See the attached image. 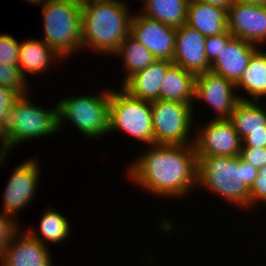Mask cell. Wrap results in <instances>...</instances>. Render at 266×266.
I'll list each match as a JSON object with an SVG mask.
<instances>
[{
    "mask_svg": "<svg viewBox=\"0 0 266 266\" xmlns=\"http://www.w3.org/2000/svg\"><path fill=\"white\" fill-rule=\"evenodd\" d=\"M129 163L128 178L161 198L187 196L197 186L198 159L194 144H152Z\"/></svg>",
    "mask_w": 266,
    "mask_h": 266,
    "instance_id": "1",
    "label": "cell"
},
{
    "mask_svg": "<svg viewBox=\"0 0 266 266\" xmlns=\"http://www.w3.org/2000/svg\"><path fill=\"white\" fill-rule=\"evenodd\" d=\"M197 186L210 190L240 208L250 209V188L258 169L240 156H197Z\"/></svg>",
    "mask_w": 266,
    "mask_h": 266,
    "instance_id": "2",
    "label": "cell"
},
{
    "mask_svg": "<svg viewBox=\"0 0 266 266\" xmlns=\"http://www.w3.org/2000/svg\"><path fill=\"white\" fill-rule=\"evenodd\" d=\"M127 6L121 0L82 6L83 48L114 55L131 31L133 15Z\"/></svg>",
    "mask_w": 266,
    "mask_h": 266,
    "instance_id": "3",
    "label": "cell"
},
{
    "mask_svg": "<svg viewBox=\"0 0 266 266\" xmlns=\"http://www.w3.org/2000/svg\"><path fill=\"white\" fill-rule=\"evenodd\" d=\"M28 95L20 96L10 110L5 132L0 137V165L21 142L44 138L59 131L58 105L44 109L33 104Z\"/></svg>",
    "mask_w": 266,
    "mask_h": 266,
    "instance_id": "4",
    "label": "cell"
},
{
    "mask_svg": "<svg viewBox=\"0 0 266 266\" xmlns=\"http://www.w3.org/2000/svg\"><path fill=\"white\" fill-rule=\"evenodd\" d=\"M81 8L77 0H49L42 6V40L62 58L83 49Z\"/></svg>",
    "mask_w": 266,
    "mask_h": 266,
    "instance_id": "5",
    "label": "cell"
},
{
    "mask_svg": "<svg viewBox=\"0 0 266 266\" xmlns=\"http://www.w3.org/2000/svg\"><path fill=\"white\" fill-rule=\"evenodd\" d=\"M57 105L59 131L68 120L86 139L95 140L109 134L110 89L102 94L68 96L59 100Z\"/></svg>",
    "mask_w": 266,
    "mask_h": 266,
    "instance_id": "6",
    "label": "cell"
},
{
    "mask_svg": "<svg viewBox=\"0 0 266 266\" xmlns=\"http://www.w3.org/2000/svg\"><path fill=\"white\" fill-rule=\"evenodd\" d=\"M122 131L147 146L154 144L151 103L135 98L123 88L110 89L109 133Z\"/></svg>",
    "mask_w": 266,
    "mask_h": 266,
    "instance_id": "7",
    "label": "cell"
},
{
    "mask_svg": "<svg viewBox=\"0 0 266 266\" xmlns=\"http://www.w3.org/2000/svg\"><path fill=\"white\" fill-rule=\"evenodd\" d=\"M150 103L153 119L154 144H194V137L189 135L193 129V104L161 99ZM190 137H193V139H190Z\"/></svg>",
    "mask_w": 266,
    "mask_h": 266,
    "instance_id": "8",
    "label": "cell"
},
{
    "mask_svg": "<svg viewBox=\"0 0 266 266\" xmlns=\"http://www.w3.org/2000/svg\"><path fill=\"white\" fill-rule=\"evenodd\" d=\"M234 91L237 88L233 82L211 70L195 77L194 99L205 101L215 111L217 116L212 119H230L236 104L247 100Z\"/></svg>",
    "mask_w": 266,
    "mask_h": 266,
    "instance_id": "9",
    "label": "cell"
},
{
    "mask_svg": "<svg viewBox=\"0 0 266 266\" xmlns=\"http://www.w3.org/2000/svg\"><path fill=\"white\" fill-rule=\"evenodd\" d=\"M197 156H240L242 139L229 119H211L194 136Z\"/></svg>",
    "mask_w": 266,
    "mask_h": 266,
    "instance_id": "10",
    "label": "cell"
},
{
    "mask_svg": "<svg viewBox=\"0 0 266 266\" xmlns=\"http://www.w3.org/2000/svg\"><path fill=\"white\" fill-rule=\"evenodd\" d=\"M32 159L16 165L4 188L2 213L13 219L36 196L41 170L38 160Z\"/></svg>",
    "mask_w": 266,
    "mask_h": 266,
    "instance_id": "11",
    "label": "cell"
},
{
    "mask_svg": "<svg viewBox=\"0 0 266 266\" xmlns=\"http://www.w3.org/2000/svg\"><path fill=\"white\" fill-rule=\"evenodd\" d=\"M130 34L157 60L173 61L176 28L137 13L132 17Z\"/></svg>",
    "mask_w": 266,
    "mask_h": 266,
    "instance_id": "12",
    "label": "cell"
},
{
    "mask_svg": "<svg viewBox=\"0 0 266 266\" xmlns=\"http://www.w3.org/2000/svg\"><path fill=\"white\" fill-rule=\"evenodd\" d=\"M228 30L235 38L255 45L266 42V5L234 3L228 9Z\"/></svg>",
    "mask_w": 266,
    "mask_h": 266,
    "instance_id": "13",
    "label": "cell"
},
{
    "mask_svg": "<svg viewBox=\"0 0 266 266\" xmlns=\"http://www.w3.org/2000/svg\"><path fill=\"white\" fill-rule=\"evenodd\" d=\"M206 37L187 24L176 28L173 64L181 66L195 76L210 71L206 57Z\"/></svg>",
    "mask_w": 266,
    "mask_h": 266,
    "instance_id": "14",
    "label": "cell"
},
{
    "mask_svg": "<svg viewBox=\"0 0 266 266\" xmlns=\"http://www.w3.org/2000/svg\"><path fill=\"white\" fill-rule=\"evenodd\" d=\"M48 248L25 230H18L4 249L0 266H53Z\"/></svg>",
    "mask_w": 266,
    "mask_h": 266,
    "instance_id": "15",
    "label": "cell"
},
{
    "mask_svg": "<svg viewBox=\"0 0 266 266\" xmlns=\"http://www.w3.org/2000/svg\"><path fill=\"white\" fill-rule=\"evenodd\" d=\"M258 47L251 42L233 37L222 49L219 58L211 64L210 70L236 84Z\"/></svg>",
    "mask_w": 266,
    "mask_h": 266,
    "instance_id": "16",
    "label": "cell"
},
{
    "mask_svg": "<svg viewBox=\"0 0 266 266\" xmlns=\"http://www.w3.org/2000/svg\"><path fill=\"white\" fill-rule=\"evenodd\" d=\"M173 65L172 61L155 60L145 69L130 76L122 87L130 95L144 101L152 102L160 99L162 80L167 70Z\"/></svg>",
    "mask_w": 266,
    "mask_h": 266,
    "instance_id": "17",
    "label": "cell"
},
{
    "mask_svg": "<svg viewBox=\"0 0 266 266\" xmlns=\"http://www.w3.org/2000/svg\"><path fill=\"white\" fill-rule=\"evenodd\" d=\"M227 17L228 10L222 7L190 0L186 24L210 37L228 30Z\"/></svg>",
    "mask_w": 266,
    "mask_h": 266,
    "instance_id": "18",
    "label": "cell"
},
{
    "mask_svg": "<svg viewBox=\"0 0 266 266\" xmlns=\"http://www.w3.org/2000/svg\"><path fill=\"white\" fill-rule=\"evenodd\" d=\"M64 60L54 49L48 46L42 39H29L20 42L18 66L26 79L27 72L38 74L47 71L51 63ZM27 71V72H26Z\"/></svg>",
    "mask_w": 266,
    "mask_h": 266,
    "instance_id": "19",
    "label": "cell"
},
{
    "mask_svg": "<svg viewBox=\"0 0 266 266\" xmlns=\"http://www.w3.org/2000/svg\"><path fill=\"white\" fill-rule=\"evenodd\" d=\"M195 75L173 64L162 80L160 99L192 104L195 90Z\"/></svg>",
    "mask_w": 266,
    "mask_h": 266,
    "instance_id": "20",
    "label": "cell"
},
{
    "mask_svg": "<svg viewBox=\"0 0 266 266\" xmlns=\"http://www.w3.org/2000/svg\"><path fill=\"white\" fill-rule=\"evenodd\" d=\"M259 104V101L249 100L236 104L229 120L241 139L248 134L266 133V107Z\"/></svg>",
    "mask_w": 266,
    "mask_h": 266,
    "instance_id": "21",
    "label": "cell"
},
{
    "mask_svg": "<svg viewBox=\"0 0 266 266\" xmlns=\"http://www.w3.org/2000/svg\"><path fill=\"white\" fill-rule=\"evenodd\" d=\"M237 90H245L249 101H260L266 97V51L259 47L250 57L248 67L243 71L239 81L235 84ZM265 96V97H264Z\"/></svg>",
    "mask_w": 266,
    "mask_h": 266,
    "instance_id": "22",
    "label": "cell"
},
{
    "mask_svg": "<svg viewBox=\"0 0 266 266\" xmlns=\"http://www.w3.org/2000/svg\"><path fill=\"white\" fill-rule=\"evenodd\" d=\"M190 0H143L142 14L173 28L186 24Z\"/></svg>",
    "mask_w": 266,
    "mask_h": 266,
    "instance_id": "23",
    "label": "cell"
},
{
    "mask_svg": "<svg viewBox=\"0 0 266 266\" xmlns=\"http://www.w3.org/2000/svg\"><path fill=\"white\" fill-rule=\"evenodd\" d=\"M41 216L38 231L35 232L31 228L25 230L31 237L37 239L46 246H48V242L50 244H57L69 238L71 226L67 218L61 213L50 207L48 210L46 209ZM37 232L39 234H37Z\"/></svg>",
    "mask_w": 266,
    "mask_h": 266,
    "instance_id": "24",
    "label": "cell"
},
{
    "mask_svg": "<svg viewBox=\"0 0 266 266\" xmlns=\"http://www.w3.org/2000/svg\"><path fill=\"white\" fill-rule=\"evenodd\" d=\"M113 56L123 57V69L126 71V76L122 84L134 73L145 69L148 65L157 60L154 55L131 34L127 35L120 48Z\"/></svg>",
    "mask_w": 266,
    "mask_h": 266,
    "instance_id": "25",
    "label": "cell"
},
{
    "mask_svg": "<svg viewBox=\"0 0 266 266\" xmlns=\"http://www.w3.org/2000/svg\"><path fill=\"white\" fill-rule=\"evenodd\" d=\"M0 86L12 89L20 96L28 93L27 79L24 78L18 65L0 63Z\"/></svg>",
    "mask_w": 266,
    "mask_h": 266,
    "instance_id": "26",
    "label": "cell"
},
{
    "mask_svg": "<svg viewBox=\"0 0 266 266\" xmlns=\"http://www.w3.org/2000/svg\"><path fill=\"white\" fill-rule=\"evenodd\" d=\"M20 42L9 34H0V63L18 65Z\"/></svg>",
    "mask_w": 266,
    "mask_h": 266,
    "instance_id": "27",
    "label": "cell"
},
{
    "mask_svg": "<svg viewBox=\"0 0 266 266\" xmlns=\"http://www.w3.org/2000/svg\"><path fill=\"white\" fill-rule=\"evenodd\" d=\"M234 36L229 30L205 39L206 57L210 65L220 56L222 49Z\"/></svg>",
    "mask_w": 266,
    "mask_h": 266,
    "instance_id": "28",
    "label": "cell"
},
{
    "mask_svg": "<svg viewBox=\"0 0 266 266\" xmlns=\"http://www.w3.org/2000/svg\"><path fill=\"white\" fill-rule=\"evenodd\" d=\"M19 97L16 91L0 86V137L5 132L10 110Z\"/></svg>",
    "mask_w": 266,
    "mask_h": 266,
    "instance_id": "29",
    "label": "cell"
},
{
    "mask_svg": "<svg viewBox=\"0 0 266 266\" xmlns=\"http://www.w3.org/2000/svg\"><path fill=\"white\" fill-rule=\"evenodd\" d=\"M266 202V165L258 169V176L250 188V208Z\"/></svg>",
    "mask_w": 266,
    "mask_h": 266,
    "instance_id": "30",
    "label": "cell"
},
{
    "mask_svg": "<svg viewBox=\"0 0 266 266\" xmlns=\"http://www.w3.org/2000/svg\"><path fill=\"white\" fill-rule=\"evenodd\" d=\"M18 222L12 217L0 214V257L12 236L19 230Z\"/></svg>",
    "mask_w": 266,
    "mask_h": 266,
    "instance_id": "31",
    "label": "cell"
},
{
    "mask_svg": "<svg viewBox=\"0 0 266 266\" xmlns=\"http://www.w3.org/2000/svg\"><path fill=\"white\" fill-rule=\"evenodd\" d=\"M240 157L256 169H260L266 165V147L242 146Z\"/></svg>",
    "mask_w": 266,
    "mask_h": 266,
    "instance_id": "32",
    "label": "cell"
},
{
    "mask_svg": "<svg viewBox=\"0 0 266 266\" xmlns=\"http://www.w3.org/2000/svg\"><path fill=\"white\" fill-rule=\"evenodd\" d=\"M242 146L266 147V133L248 134L242 139Z\"/></svg>",
    "mask_w": 266,
    "mask_h": 266,
    "instance_id": "33",
    "label": "cell"
},
{
    "mask_svg": "<svg viewBox=\"0 0 266 266\" xmlns=\"http://www.w3.org/2000/svg\"><path fill=\"white\" fill-rule=\"evenodd\" d=\"M210 5H215L228 10L235 2L234 0H196Z\"/></svg>",
    "mask_w": 266,
    "mask_h": 266,
    "instance_id": "34",
    "label": "cell"
},
{
    "mask_svg": "<svg viewBox=\"0 0 266 266\" xmlns=\"http://www.w3.org/2000/svg\"><path fill=\"white\" fill-rule=\"evenodd\" d=\"M81 6H89L97 3H107L114 0H77Z\"/></svg>",
    "mask_w": 266,
    "mask_h": 266,
    "instance_id": "35",
    "label": "cell"
},
{
    "mask_svg": "<svg viewBox=\"0 0 266 266\" xmlns=\"http://www.w3.org/2000/svg\"><path fill=\"white\" fill-rule=\"evenodd\" d=\"M234 2L250 5H266V0H234Z\"/></svg>",
    "mask_w": 266,
    "mask_h": 266,
    "instance_id": "36",
    "label": "cell"
},
{
    "mask_svg": "<svg viewBox=\"0 0 266 266\" xmlns=\"http://www.w3.org/2000/svg\"><path fill=\"white\" fill-rule=\"evenodd\" d=\"M25 1H28V2H31L32 4H40L41 7L46 4L49 0H25Z\"/></svg>",
    "mask_w": 266,
    "mask_h": 266,
    "instance_id": "37",
    "label": "cell"
}]
</instances>
